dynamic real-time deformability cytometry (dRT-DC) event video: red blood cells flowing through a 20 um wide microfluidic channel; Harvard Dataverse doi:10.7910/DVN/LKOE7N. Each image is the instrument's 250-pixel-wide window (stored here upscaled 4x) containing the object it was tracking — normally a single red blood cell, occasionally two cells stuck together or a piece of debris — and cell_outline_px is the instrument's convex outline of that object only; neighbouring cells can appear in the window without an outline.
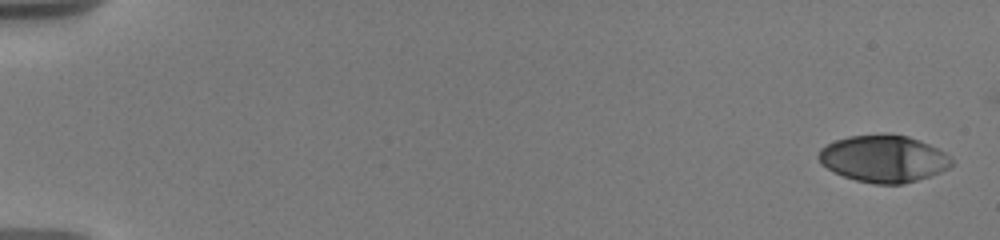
{"species": "human", "species_latin": "Homo sapiens", "temperature_condition": "warm", "stored_images_in_passage": 51, "camera_frame_rate_fps": 3000, "um_per_image_px": 0.085, "donor": {"sex": "male"}, "frame": {"image": 1, "passage_image": 1, "time_ms": 0.0, "image_size_px": [1000, 240], "cell_outline_px": [[952, 164], [948, 168], [940, 172], [904, 184], [872, 184], [856, 180], [832, 172], [820, 164], [816, 156], [820, 148], [836, 140], [848, 136], [884, 132], [888, 132], [908, 136], [928, 144], [944, 152], [952, 160]], "centroid_in_image_um": [75.04, 13.47], "position_along_channel_um": 10.0, "area_um2": 36.82}}
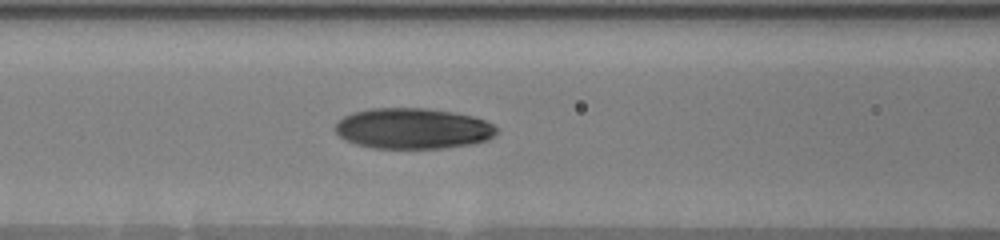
{"frame": {"image": 2, "passage_image": 25, "time_ms": 8.0, "image_size_px": [1000, 240], "cell_outline_px": [[500, 132], [496, 136], [488, 140], [472, 144], [444, 148], [372, 148], [356, 144], [340, 136], [336, 132], [336, 124], [344, 116], [352, 112], [372, 108], [428, 108], [452, 112], [472, 116], [484, 120], [500, 128]], "centroid_in_image_um": [35.16, 10.92], "position_along_channel_um": 131.4, "area_um2": 38.49}}
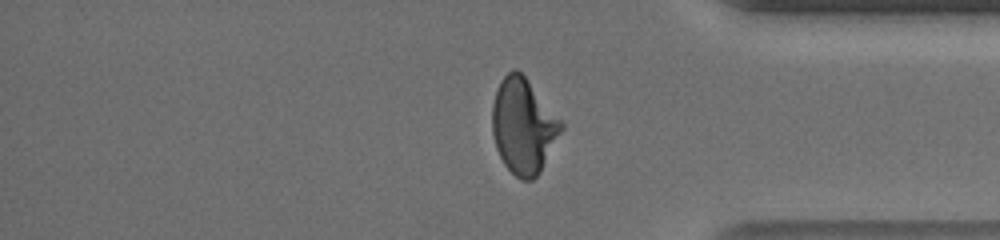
{"frame": {"image": 3, "passage_image": 42, "time_ms": 15.333, "image_size_px": [1000, 240], "cell_outline_px": [[564, 128], [540, 172], [532, 180], [520, 180], [504, 164], [496, 148], [492, 132], [492, 104], [500, 80], [508, 72], [516, 68], [524, 76], [564, 124]], "centroid_in_image_um": [44.48, 10.73], "position_along_channel_um": 390.7, "area_um2": 37.92}, "authors_computed_cell_mechanics": {"area_um2": 37.281, "velocity_mm_per_s": 3.6813, "shape_relaxation_time_tau1_ms": 5.0914, "shape_relaxation_time_tau2_ms": 1.1571, "deformation_change_tau1": 0.2016, "deformation_change_tau2": 0.0645}}